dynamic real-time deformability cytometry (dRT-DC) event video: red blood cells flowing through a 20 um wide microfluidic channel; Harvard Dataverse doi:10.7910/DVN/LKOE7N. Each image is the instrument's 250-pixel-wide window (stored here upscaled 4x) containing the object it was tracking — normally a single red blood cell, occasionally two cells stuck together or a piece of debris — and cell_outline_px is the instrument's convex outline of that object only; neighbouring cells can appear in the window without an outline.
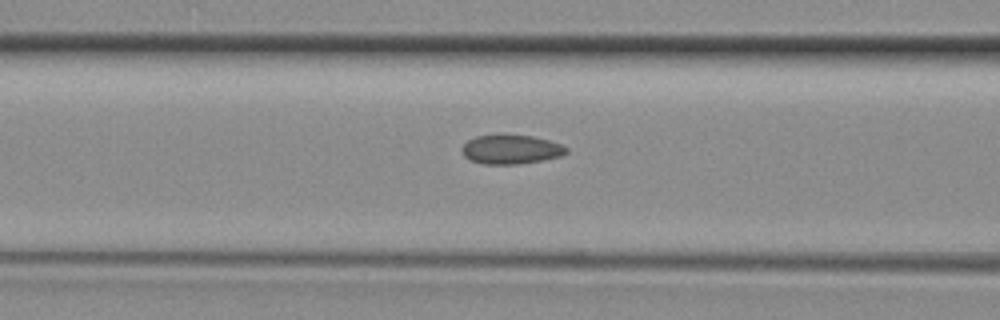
{"species": "common noctule bat (a hibernating species)", "species_latin": "Nyctalus noctula", "temperature_condition": "room temperature", "stored_images_in_passage": 29, "camera_frame_rate_fps": 3000, "um_per_image_px": 0.085, "animal": {"sex": "female", "body_mass_g": 29.2, "forearm_length_mm": 56.3}, "frame": {"image": 1, "passage_image": 12, "time_ms": 3.667, "image_size_px": [1000, 320], "cell_outline_px": [[568, 152], [560, 156], [540, 160], [516, 164], [484, 164], [472, 160], [464, 156], [460, 148], [468, 140], [476, 136], [500, 132], [532, 136], [548, 140], [560, 144], [568, 148]], "centroid_in_image_um": [43.39, 12.65], "position_along_channel_um": 123.2, "area_um2": 18.09}}
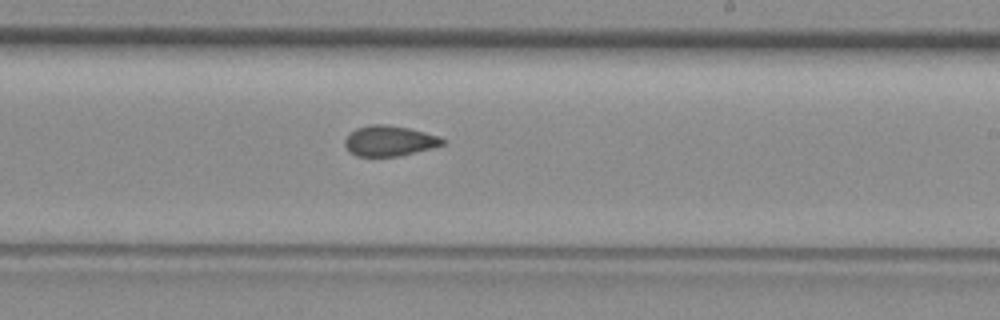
{"frame": {"image": 2, "passage_image": 20, "time_ms": 6.333, "image_size_px": [1000, 320], "cell_outline_px": [[448, 140], [444, 144], [432, 148], [396, 156], [356, 156], [348, 152], [344, 144], [344, 140], [356, 128], [372, 124], [384, 124], [408, 128], [440, 136]], "centroid_in_image_um": [33.1, 11.97], "position_along_channel_um": 255.9, "area_um2": 17.28}}
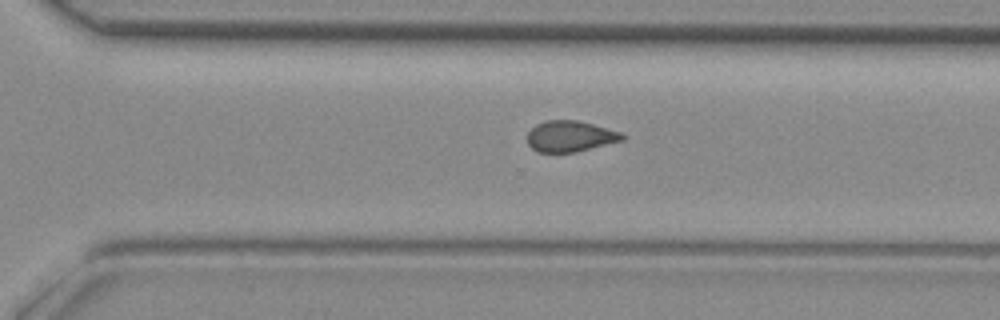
{"frame": {"image": 3, "passage_image": 24, "time_ms": 7.667, "image_size_px": [1000, 320], "cell_outline_px": [[624, 140], [576, 152], [536, 152], [528, 144], [528, 132], [536, 124], [548, 120], [576, 120], [592, 124], [620, 132], [624, 136]], "centroid_in_image_um": [48.45, 11.59], "position_along_channel_um": 322.2, "area_um2": 16.99}}